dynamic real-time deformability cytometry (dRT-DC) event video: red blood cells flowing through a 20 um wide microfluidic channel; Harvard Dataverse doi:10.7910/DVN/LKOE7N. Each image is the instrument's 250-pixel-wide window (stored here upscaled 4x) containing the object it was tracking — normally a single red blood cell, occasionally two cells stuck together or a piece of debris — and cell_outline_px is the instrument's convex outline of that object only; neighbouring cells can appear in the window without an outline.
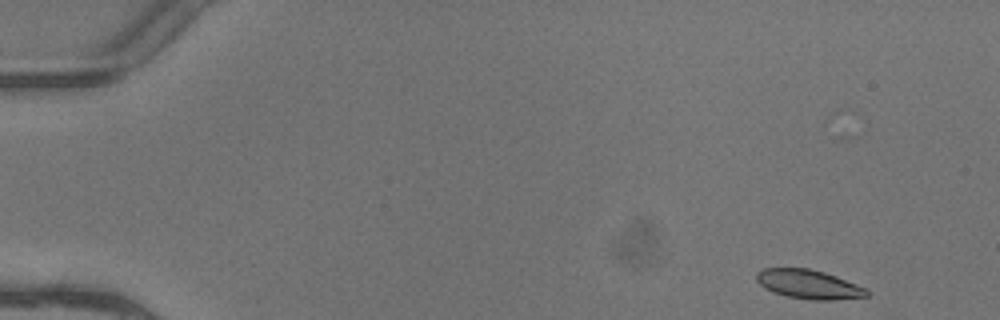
{"species": "common noctule bat (a hibernating species)", "species_latin": "Nyctalus noctula", "temperature_condition": "warm", "stored_images_in_passage": 5, "camera_frame_rate_fps": 3000, "um_per_image_px": 0.085, "animal": {"sex": "female"}, "frame": {"image": 1, "passage_image": 1, "time_ms": 0.0, "image_size_px": [1000, 320], "cell_outline_px": [[872, 292], [868, 296], [832, 300], [812, 300], [788, 296], [772, 292], [764, 288], [756, 280], [756, 272], [764, 268], [808, 268], [824, 272], [836, 276], [868, 288]], "centroid_in_image_um": [68.77, 24.16], "position_along_channel_um": 16.2, "area_um2": 18.84}}
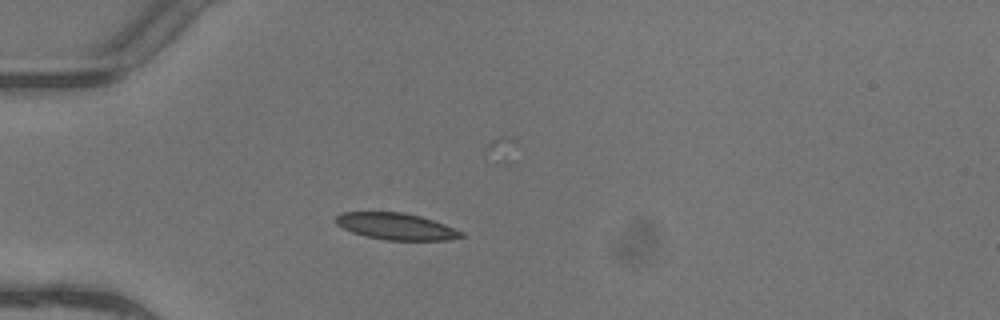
{"frame": {"image": 2, "passage_image": 4, "time_ms": 1.0, "image_size_px": [1000, 320], "cell_outline_px": [[464, 236], [448, 240], [384, 240], [364, 236], [352, 232], [336, 224], [336, 216], [340, 212], [404, 212], [420, 216], [444, 224], [464, 232]], "centroid_in_image_um": [33.66, 19.24], "position_along_channel_um": 51.3, "area_um2": 19.48}}